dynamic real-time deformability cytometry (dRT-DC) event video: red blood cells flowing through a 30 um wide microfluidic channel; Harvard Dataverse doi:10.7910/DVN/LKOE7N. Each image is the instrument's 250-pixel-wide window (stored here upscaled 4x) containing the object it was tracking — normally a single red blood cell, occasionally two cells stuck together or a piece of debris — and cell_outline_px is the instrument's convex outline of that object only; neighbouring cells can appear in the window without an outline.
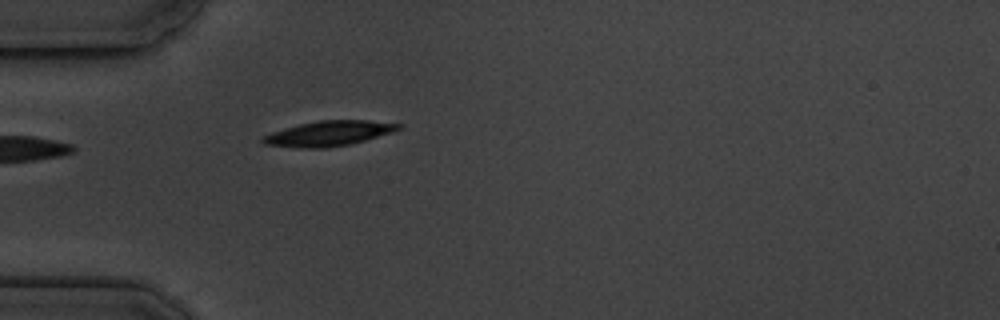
{"species": "common noctule bat (a hibernating species)", "species_latin": "Nyctalus noctula", "temperature_condition": "cold", "stored_images_in_passage": 1, "camera_frame_rate_fps": 3000, "um_per_image_px": 0.085, "animal": {"sex": "male", "body_mass_g": 19.5, "forearm_length_mm": 54.6}, "frame": {"image": 1, "passage_image": 1, "time_ms": 0.0, "image_size_px": [1000, 320], "cell_outline_px": [[404, 128], [392, 132], [364, 140], [348, 144], [324, 148], [304, 148], [264, 144], [260, 140], [264, 136], [272, 132], [284, 128], [300, 124], [320, 120], [368, 120], [404, 124]], "centroid_in_image_um": [27.98, 11.33], "position_along_channel_um": 57.0, "area_um2": 19.65}}